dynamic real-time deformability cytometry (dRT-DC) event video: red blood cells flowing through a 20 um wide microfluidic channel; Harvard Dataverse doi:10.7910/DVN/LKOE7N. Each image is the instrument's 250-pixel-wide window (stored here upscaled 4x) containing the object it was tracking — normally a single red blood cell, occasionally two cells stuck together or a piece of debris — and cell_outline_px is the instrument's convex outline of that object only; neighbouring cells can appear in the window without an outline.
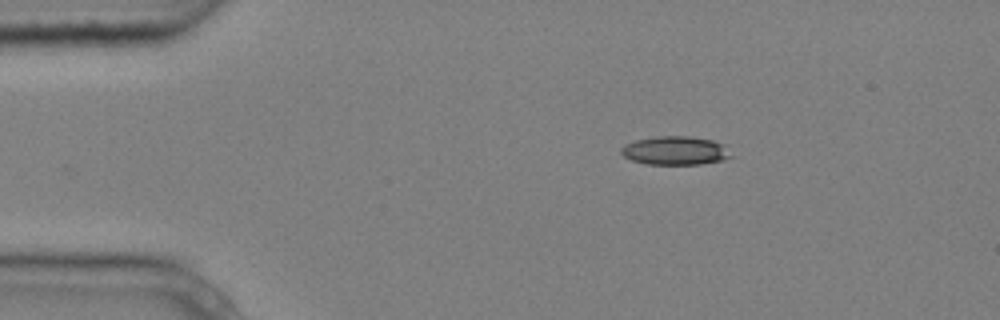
{"species": "common noctule bat (a hibernating species)", "species_latin": "Nyctalus noctula", "temperature_condition": "cold", "stored_images_in_passage": 4, "camera_frame_rate_fps": 3000, "um_per_image_px": 0.085, "animal": {"sex": "male", "body_mass_g": 20.4}, "frame": {"image": 1, "passage_image": 4, "time_ms": 1.0, "image_size_px": [1000, 320], "cell_outline_px": [[736, 156], [724, 160], [700, 164], [648, 164], [632, 160], [624, 156], [620, 152], [620, 148], [624, 144], [636, 140], [656, 136], [688, 136], [712, 140], [724, 144]], "centroid_in_image_um": [57.45, 12.8], "position_along_channel_um": 27.6, "area_um2": 18.55}}